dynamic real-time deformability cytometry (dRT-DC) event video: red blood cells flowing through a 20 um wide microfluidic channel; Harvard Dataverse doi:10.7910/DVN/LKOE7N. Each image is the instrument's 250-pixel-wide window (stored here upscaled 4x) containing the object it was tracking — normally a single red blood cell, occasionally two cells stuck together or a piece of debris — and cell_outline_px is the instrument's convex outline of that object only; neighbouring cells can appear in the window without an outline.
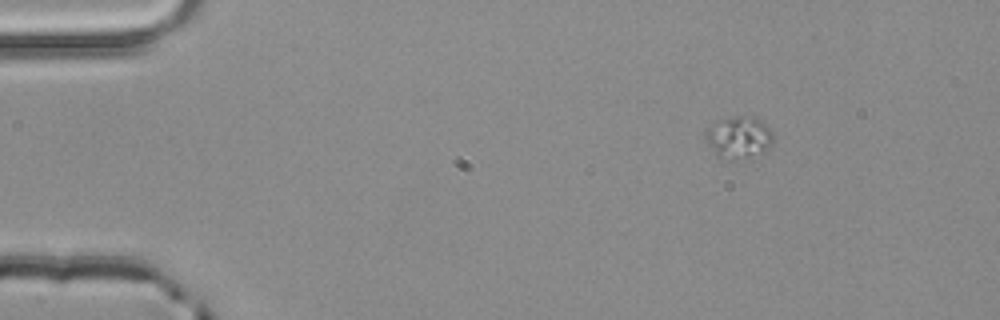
{"species": "common noctule bat (a hibernating species)", "species_latin": "Nyctalus noctula", "temperature_condition": "room temperature", "stored_images_in_passage": 3, "camera_frame_rate_fps": 3000, "um_per_image_px": 0.085, "animal": {"sex": "male", "body_mass_g": 20.4}, "frame": {"image": 1, "passage_image": 1, "time_ms": 0.0, "image_size_px": [1000, 320], "cell_outline_px": [[772, 144], [764, 148], [744, 156], [732, 160], [728, 160], [720, 156], [708, 144], [708, 128], [712, 124], [736, 116], [752, 116], [764, 124], [772, 132]], "centroid_in_image_um": [62.79, 11.64], "position_along_channel_um": 22.2, "area_um2": 15.2}}